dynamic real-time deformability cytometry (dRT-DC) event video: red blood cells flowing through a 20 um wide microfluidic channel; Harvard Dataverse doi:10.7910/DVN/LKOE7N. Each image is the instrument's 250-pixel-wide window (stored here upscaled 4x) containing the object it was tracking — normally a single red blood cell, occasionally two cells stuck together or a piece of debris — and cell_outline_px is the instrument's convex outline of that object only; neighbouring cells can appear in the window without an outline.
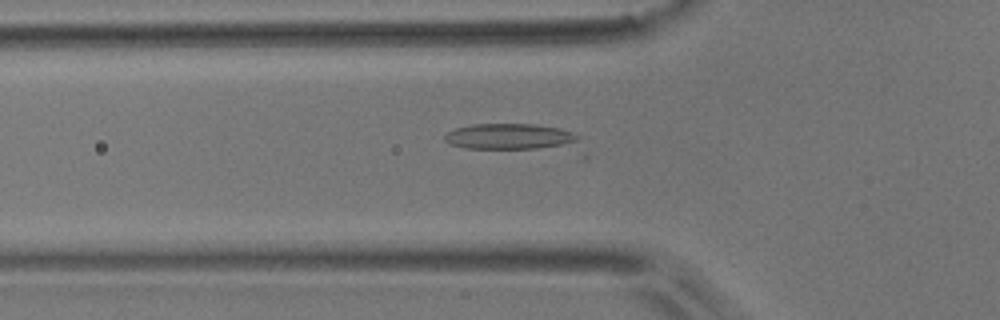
{"species": "common noctule bat (a hibernating species)", "species_latin": "Nyctalus noctula", "temperature_condition": "room temperature", "stored_images_in_passage": 51, "camera_frame_rate_fps": 3000, "um_per_image_px": 0.085, "animal": {"sex": "male", "body_mass_g": 17.9}, "frame": {"image": 1, "passage_image": 16, "time_ms": 5.0, "image_size_px": [1000, 320], "cell_outline_px": [[580, 136], [576, 140], [560, 144], [536, 148], [464, 148], [452, 144], [444, 140], [444, 136], [448, 132], [456, 128], [472, 124], [536, 124], [560, 128], [572, 132]], "centroid_in_image_um": [43.22, 11.57], "position_along_channel_um": 82.6, "area_um2": 19.42}}
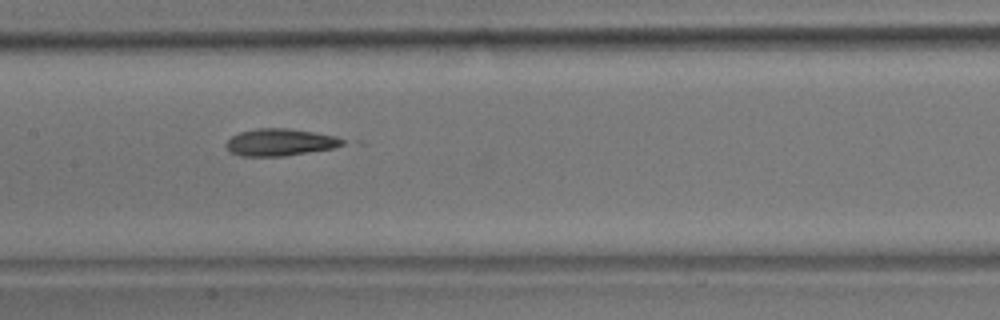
{"frame": {"image": 2, "passage_image": 24, "time_ms": 7.667, "image_size_px": [1000, 320], "cell_outline_px": [[344, 144], [332, 148], [284, 156], [240, 156], [228, 152], [224, 144], [232, 136], [240, 132], [256, 128], [288, 128], [336, 136], [344, 140]], "centroid_in_image_um": [23.74, 12.09], "position_along_channel_um": 183.7, "area_um2": 18.38}}
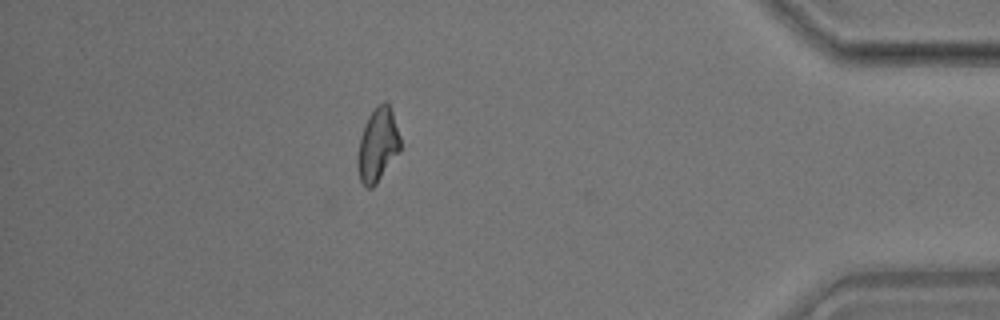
{"frame": {"image": 3, "passage_image": 45, "time_ms": 14.667, "image_size_px": [1000, 320], "cell_outline_px": [[400, 152], [376, 184], [372, 188], [364, 188], [360, 180], [356, 164], [356, 160], [360, 136], [364, 124], [368, 116], [384, 100], [388, 100], [400, 136]], "centroid_in_image_um": [32.09, 12.35], "position_along_channel_um": 403.1, "area_um2": 18.55}, "authors_computed_cell_mechanics": {"area_um2": 18.3804, "velocity_mm_per_s": 3.756, "shape_relaxation_time_tau1_ms": null, "shape_relaxation_time_tau2_ms": 2.0873, "deformation_change_tau1": null, "deformation_change_tau2": 0.0958}}